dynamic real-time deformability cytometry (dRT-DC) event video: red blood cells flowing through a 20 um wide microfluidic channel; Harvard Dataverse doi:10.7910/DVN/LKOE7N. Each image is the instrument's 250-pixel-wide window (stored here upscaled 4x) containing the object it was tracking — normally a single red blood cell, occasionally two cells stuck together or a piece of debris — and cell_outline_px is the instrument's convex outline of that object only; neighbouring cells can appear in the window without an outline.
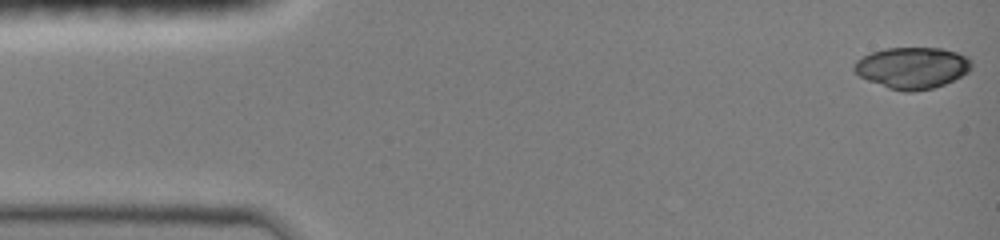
{"species": "common noctule bat (a hibernating species)", "species_latin": "Nyctalus noctula", "temperature_condition": "room temperature", "stored_images_in_passage": 47, "camera_frame_rate_fps": 3000, "um_per_image_px": 0.085, "animal": {"sex": "female", "body_mass_g": 19.0, "forearm_length_mm": 51.5}, "frame": {"image": 1, "passage_image": 1, "time_ms": 0.0, "image_size_px": [1000, 240], "cell_outline_px": [[972, 68], [968, 72], [944, 84], [932, 88], [912, 92], [904, 92], [888, 88], [868, 80], [860, 76], [852, 68], [856, 60], [872, 52], [884, 48], [940, 48], [956, 52], [972, 60]], "centroid_in_image_um": [77.53, 5.76], "position_along_channel_um": 7.5, "area_um2": 28.21}}